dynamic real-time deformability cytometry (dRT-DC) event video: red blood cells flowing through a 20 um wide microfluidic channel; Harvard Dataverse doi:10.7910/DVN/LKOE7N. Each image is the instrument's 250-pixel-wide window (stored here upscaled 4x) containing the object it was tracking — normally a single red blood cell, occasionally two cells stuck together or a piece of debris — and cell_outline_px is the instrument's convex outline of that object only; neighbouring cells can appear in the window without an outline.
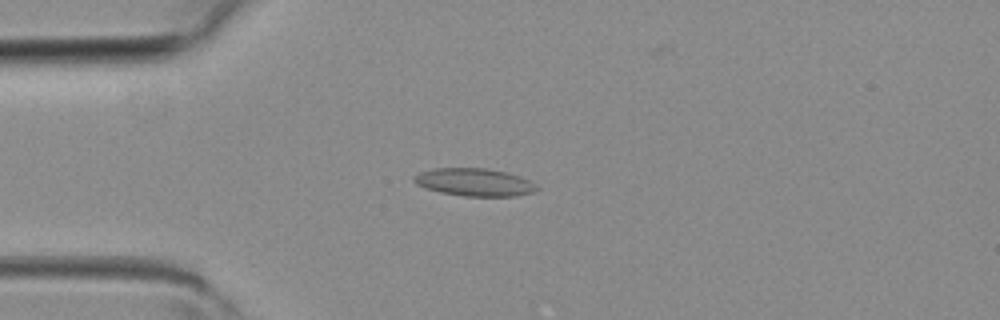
{"species": "common noctule bat (a hibernating species)", "species_latin": "Nyctalus noctula", "temperature_condition": "room temperature", "stored_images_in_passage": 3, "camera_frame_rate_fps": 3000, "um_per_image_px": 0.085, "animal": {"sex": "female", "body_mass_g": 19.3, "forearm_length_mm": 54.1}, "frame": {"image": 1, "passage_image": 2, "time_ms": 0.333, "image_size_px": [1000, 320], "cell_outline_px": [[540, 188], [536, 192], [516, 196], [464, 196], [440, 192], [424, 188], [416, 184], [412, 180], [412, 176], [420, 172], [432, 168], [488, 168], [508, 172], [520, 176], [528, 180]], "centroid_in_image_um": [40.32, 15.48], "position_along_channel_um": 44.7, "area_um2": 20.11}}
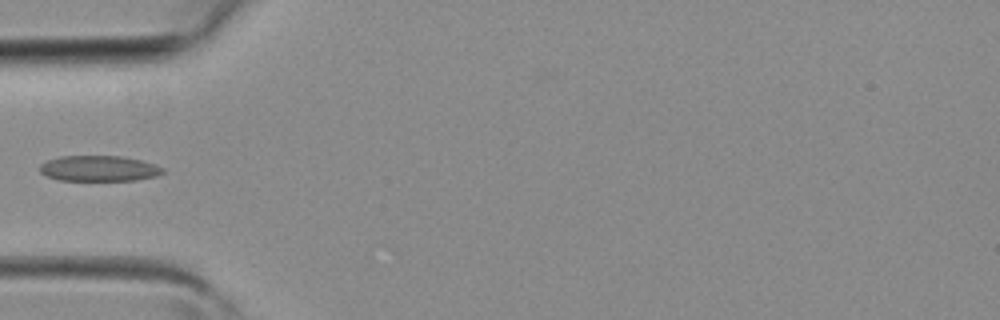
{"frame": {"image": 2, "passage_image": 3, "time_ms": 0.667, "image_size_px": [1000, 320], "cell_outline_px": [[164, 172], [156, 176], [136, 180], [60, 180], [44, 176], [40, 172], [40, 164], [48, 160], [60, 156], [120, 156], [140, 160], [156, 164], [164, 168]], "centroid_in_image_um": [8.4, 14.32], "position_along_channel_um": 76.6, "area_um2": 18.38}}